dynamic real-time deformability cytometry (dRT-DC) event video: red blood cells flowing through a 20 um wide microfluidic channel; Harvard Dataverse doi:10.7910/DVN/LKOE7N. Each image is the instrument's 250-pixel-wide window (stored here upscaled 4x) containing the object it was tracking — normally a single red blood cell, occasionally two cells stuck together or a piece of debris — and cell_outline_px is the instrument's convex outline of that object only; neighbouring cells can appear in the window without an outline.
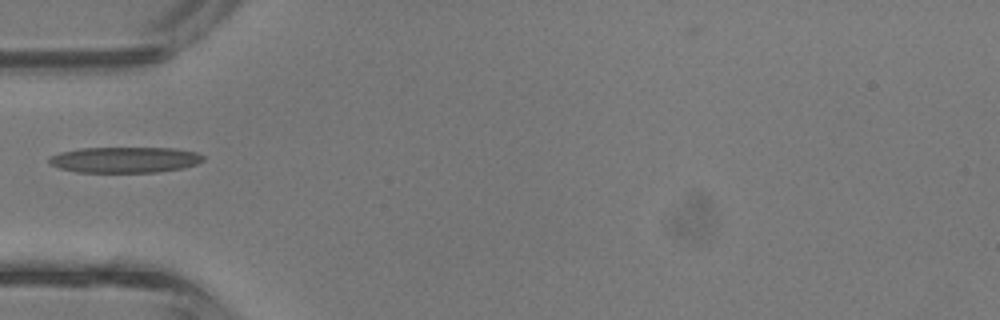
{"species": "common noctule bat (a hibernating species)", "species_latin": "Nyctalus noctula", "temperature_condition": "room temperature", "stored_images_in_passage": 4, "camera_frame_rate_fps": 3000, "um_per_image_px": 0.085, "animal": {"sex": "male", "body_mass_g": 13.3}, "frame": {"image": 1, "passage_image": 4, "time_ms": 1.0, "image_size_px": [1000, 320], "cell_outline_px": [[204, 160], [196, 164], [184, 168], [156, 172], [80, 172], [60, 168], [48, 164], [48, 156], [60, 152], [80, 148], [176, 148], [196, 152], [204, 156]], "centroid_in_image_um": [10.6, 13.58], "position_along_channel_um": 74.4, "area_um2": 23.29}}